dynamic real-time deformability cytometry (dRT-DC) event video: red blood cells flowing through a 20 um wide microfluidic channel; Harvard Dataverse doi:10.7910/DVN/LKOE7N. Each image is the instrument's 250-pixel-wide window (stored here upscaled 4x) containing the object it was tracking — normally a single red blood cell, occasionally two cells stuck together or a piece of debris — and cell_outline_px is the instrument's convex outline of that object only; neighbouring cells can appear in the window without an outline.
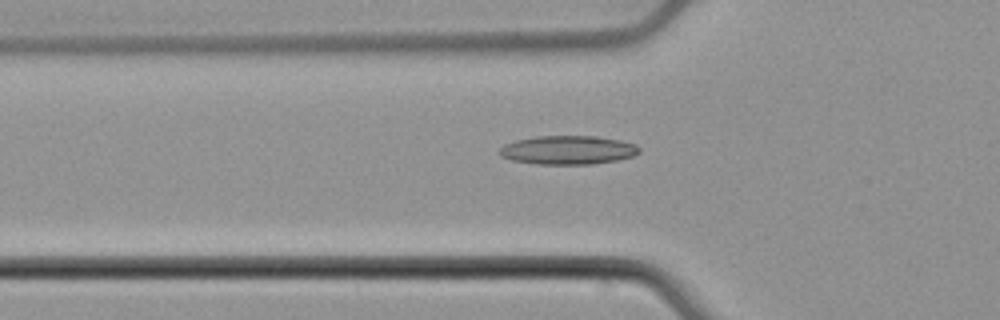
{"species": "common noctule bat (a hibernating species)", "species_latin": "Nyctalus noctula", "temperature_condition": "cold", "stored_images_in_passage": 53, "camera_frame_rate_fps": 3000, "um_per_image_px": 0.085, "animal": {"sex": "male", "body_mass_g": 21.5, "forearm_length_mm": 52.0}, "frame": {"image": 1, "passage_image": 19, "time_ms": 6.0, "image_size_px": [1000, 320], "cell_outline_px": [[640, 152], [632, 156], [616, 160], [592, 164], [536, 164], [512, 160], [500, 156], [500, 148], [504, 144], [516, 140], [536, 136], [596, 136], [620, 140], [636, 144], [640, 148]], "centroid_in_image_um": [48.27, 12.75], "position_along_channel_um": 77.5, "area_um2": 23.41}}
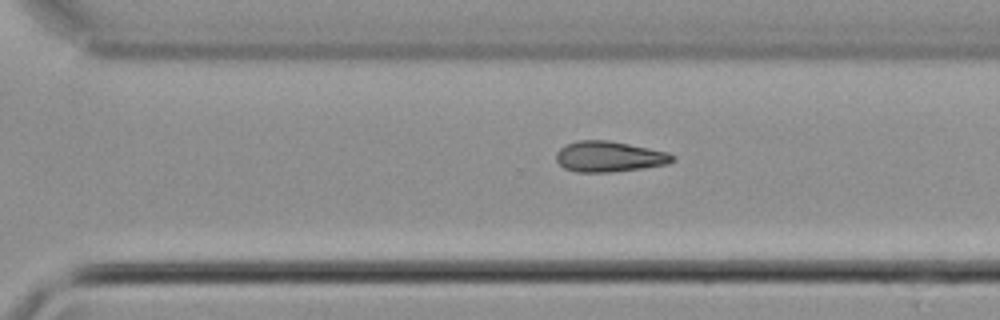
{"frame": {"image": 2, "passage_image": 38, "time_ms": 12.333, "image_size_px": [1000, 320], "cell_outline_px": [[676, 160], [668, 164], [612, 172], [576, 172], [564, 168], [556, 160], [556, 152], [564, 144], [576, 140], [608, 140], [668, 152], [676, 156]], "centroid_in_image_um": [51.76, 13.3], "position_along_channel_um": 318.8, "area_um2": 20.87}}
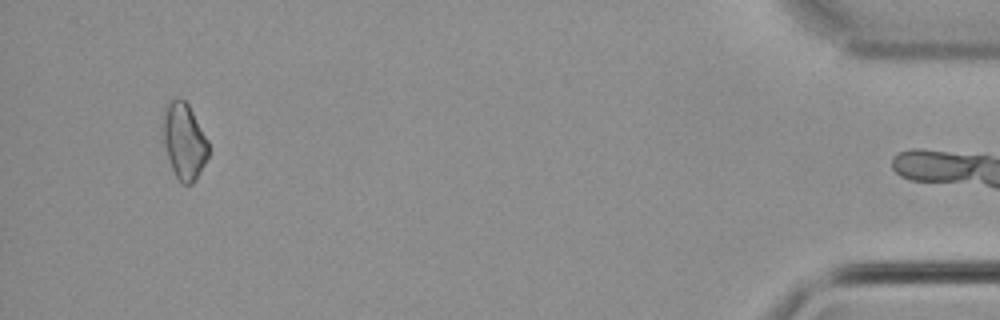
{"frame": {"image": 3, "passage_image": 52, "time_ms": 17.0, "image_size_px": [1000, 320], "cell_outline_px": [[208, 156], [196, 180], [192, 184], [180, 184], [172, 168], [164, 144], [164, 108], [172, 100], [180, 96], [188, 104], [208, 140]], "centroid_in_image_um": [15.67, 12.01], "position_along_channel_um": 419.5, "area_um2": 19.88}}